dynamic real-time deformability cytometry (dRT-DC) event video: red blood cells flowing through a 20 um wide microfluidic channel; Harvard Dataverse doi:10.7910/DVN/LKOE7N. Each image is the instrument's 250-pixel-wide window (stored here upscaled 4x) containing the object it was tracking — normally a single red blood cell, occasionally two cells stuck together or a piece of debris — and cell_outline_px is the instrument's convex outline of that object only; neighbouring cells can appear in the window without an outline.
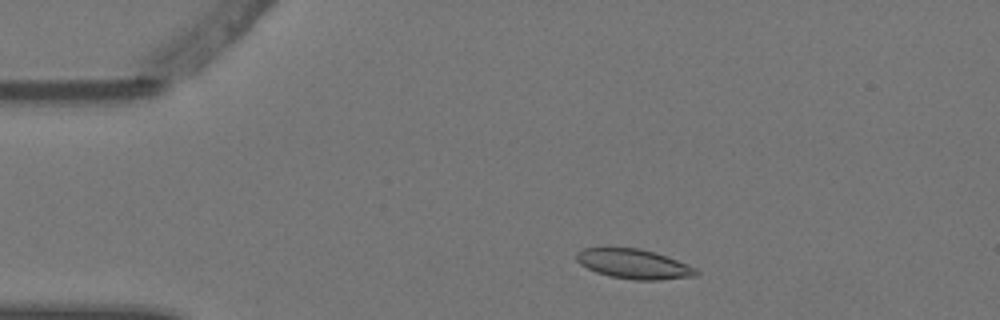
{"species": "Egyptian fruit bat (a non-hibernating species)", "species_latin": "Rousettus aegyptiacus", "temperature_condition": "warm", "stored_images_in_passage": 6, "camera_frame_rate_fps": 3000, "um_per_image_px": 0.085, "animal": {"sex": "female"}, "frame": {"image": 1, "passage_image": 2, "time_ms": 0.333, "image_size_px": [1000, 320], "cell_outline_px": [[700, 272], [696, 276], [660, 280], [636, 280], [608, 276], [596, 272], [580, 264], [576, 260], [576, 252], [584, 248], [640, 248], [656, 252], [696, 268]], "centroid_in_image_um": [53.87, 22.44], "position_along_channel_um": 31.1, "area_um2": 20.69}}
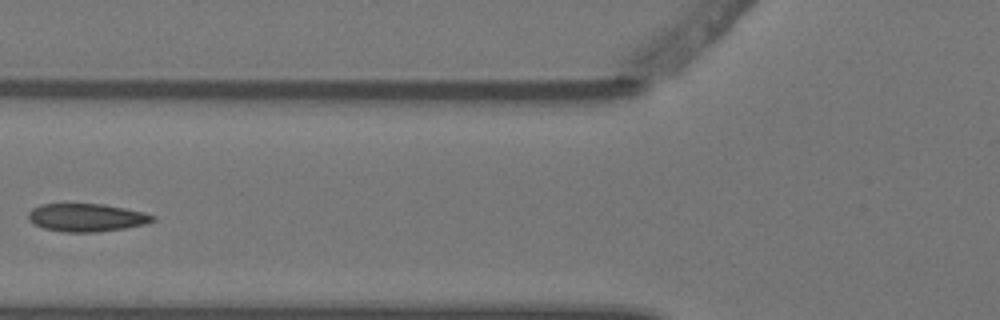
{"frame": {"image": 2, "passage_image": 5, "time_ms": 1.333, "image_size_px": [1000, 320], "cell_outline_px": [[156, 220], [144, 224], [124, 228], [96, 232], [64, 232], [44, 228], [28, 220], [28, 212], [32, 208], [40, 204], [104, 204], [144, 212], [156, 216]], "centroid_in_image_um": [7.36, 18.48], "position_along_channel_um": 118.4, "area_um2": 20.23}}
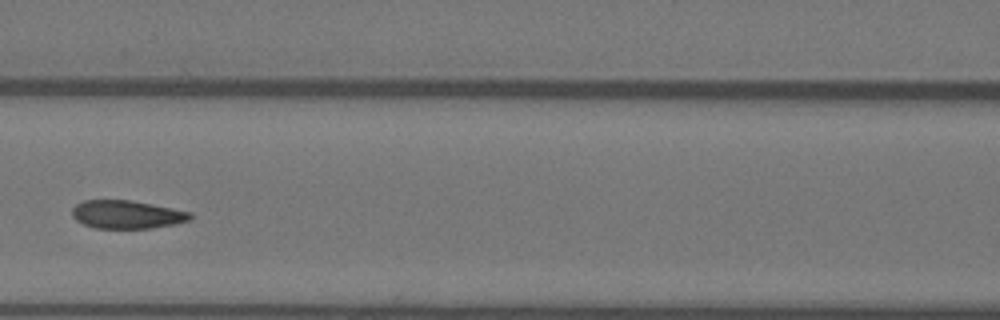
{"frame": {"image": 3, "passage_image": 6, "time_ms": 1.667, "image_size_px": [1000, 320], "cell_outline_px": [[192, 220], [152, 228], [96, 228], [84, 224], [76, 220], [72, 216], [72, 208], [76, 204], [84, 200], [132, 200], [192, 212]], "centroid_in_image_um": [10.79, 18.22], "position_along_channel_um": 155.8, "area_um2": 19.42}}